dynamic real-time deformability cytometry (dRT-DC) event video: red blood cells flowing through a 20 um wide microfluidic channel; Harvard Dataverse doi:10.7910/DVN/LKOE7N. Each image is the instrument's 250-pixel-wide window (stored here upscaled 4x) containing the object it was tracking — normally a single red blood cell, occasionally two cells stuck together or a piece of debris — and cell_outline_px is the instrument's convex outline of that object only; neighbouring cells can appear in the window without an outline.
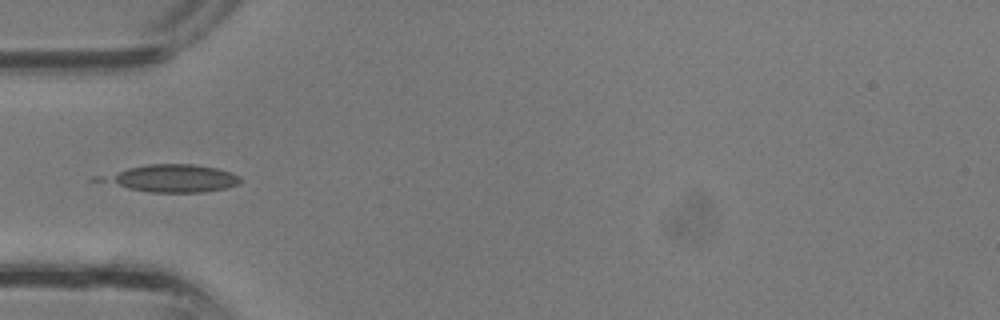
{"species": "common noctule bat (a hibernating species)", "species_latin": "Nyctalus noctula", "temperature_condition": "room temperature", "stored_images_in_passage": 19, "camera_frame_rate_fps": 3000, "um_per_image_px": 0.085, "animal": {"sex": "male", "body_mass_g": 13.3}, "frame": {"image": 1, "passage_image": 11, "time_ms": 3.333, "image_size_px": [1000, 320], "cell_outline_px": [[240, 180], [236, 184], [224, 188], [200, 192], [148, 192], [128, 188], [112, 180], [112, 176], [128, 168], [148, 164], [192, 164], [216, 168], [232, 172], [240, 176]], "centroid_in_image_um": [14.92, 15.15], "position_along_channel_um": 70.1, "area_um2": 20.69}}
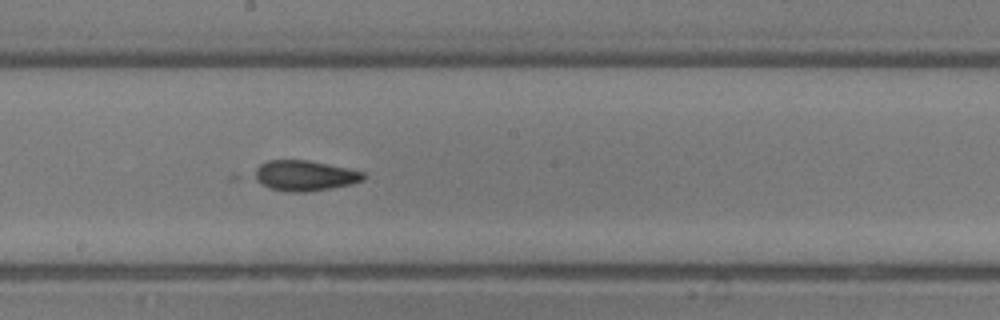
{"frame": {"image": 2, "passage_image": 19, "time_ms": 6.0, "image_size_px": [1000, 320], "cell_outline_px": [[364, 180], [352, 184], [308, 192], [288, 192], [268, 188], [252, 180], [248, 176], [260, 164], [268, 160], [308, 160], [348, 168], [364, 172]], "centroid_in_image_um": [25.79, 14.93], "position_along_channel_um": 222.4, "area_um2": 19.77}}